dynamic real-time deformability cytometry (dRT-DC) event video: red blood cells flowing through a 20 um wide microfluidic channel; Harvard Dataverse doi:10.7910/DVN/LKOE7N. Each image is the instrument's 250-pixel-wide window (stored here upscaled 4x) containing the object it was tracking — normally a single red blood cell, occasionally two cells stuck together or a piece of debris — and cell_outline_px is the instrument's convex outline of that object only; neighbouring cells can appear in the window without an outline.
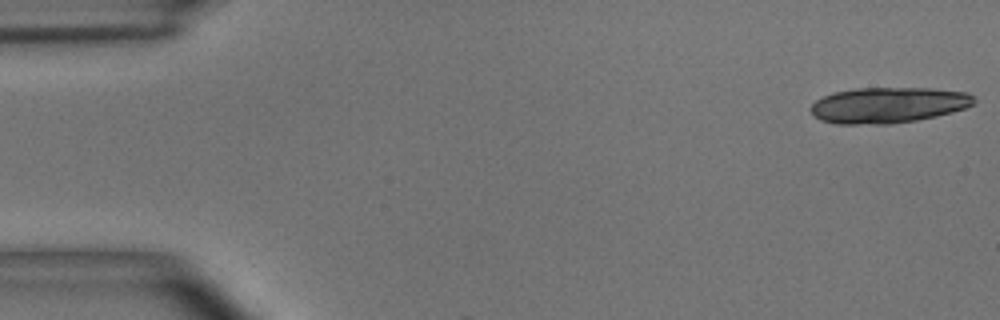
{"species": "common noctule bat (a hibernating species)", "species_latin": "Nyctalus noctula", "temperature_condition": "room temperature", "stored_images_in_passage": 4, "camera_frame_rate_fps": 3000, "um_per_image_px": 0.085, "animal": {"sex": "male", "body_mass_g": 15.6}, "frame": {"image": 1, "passage_image": 1, "time_ms": 0.0, "image_size_px": [1000, 320], "cell_outline_px": [[976, 100], [972, 104], [964, 108], [952, 112], [936, 116], [916, 120], [892, 124], [836, 124], [820, 120], [812, 112], [812, 104], [816, 100], [832, 92], [856, 88], [928, 88], [968, 92]], "centroid_in_image_um": [75.49, 8.93], "position_along_channel_um": 9.5, "area_um2": 33.99}}